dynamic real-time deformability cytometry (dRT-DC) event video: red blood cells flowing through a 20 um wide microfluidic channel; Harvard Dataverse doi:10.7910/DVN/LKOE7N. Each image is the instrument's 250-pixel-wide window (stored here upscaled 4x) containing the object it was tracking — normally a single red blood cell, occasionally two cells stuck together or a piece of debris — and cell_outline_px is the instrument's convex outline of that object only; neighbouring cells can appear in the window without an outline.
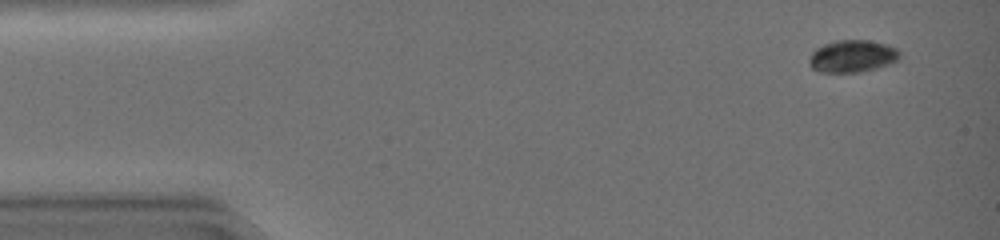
{"species": "common noctule bat (a hibernating species)", "species_latin": "Nyctalus noctula", "temperature_condition": "warm", "stored_images_in_passage": 47, "camera_frame_rate_fps": 3000, "um_per_image_px": 0.085, "animal": {"sex": "female", "body_mass_g": 19.0, "forearm_length_mm": 51.5}, "frame": {"image": 1, "passage_image": 4, "time_ms": 1.0, "image_size_px": [1000, 240], "cell_outline_px": [[900, 56], [896, 60], [888, 64], [876, 68], [860, 72], [820, 72], [812, 68], [808, 64], [808, 60], [812, 52], [816, 48], [824, 44], [836, 40], [868, 40], [888, 44], [896, 48], [900, 52]], "centroid_in_image_um": [72.43, 4.77], "position_along_channel_um": 12.6, "area_um2": 17.05}}
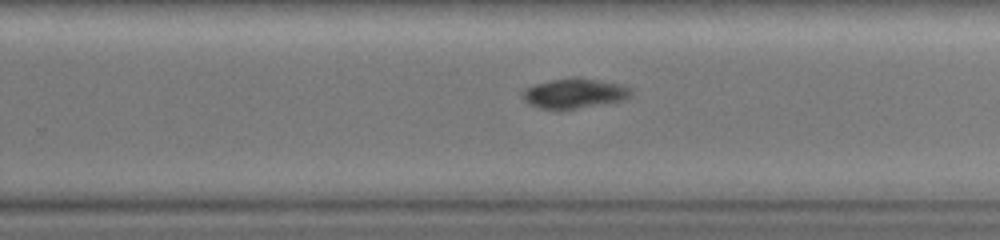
{"frame": {"image": 2, "passage_image": 31, "time_ms": 10.0, "image_size_px": [1000, 240], "cell_outline_px": [[632, 92], [624, 100], [576, 108], [540, 108], [528, 104], [520, 96], [524, 88], [536, 84], [552, 80], [572, 76], [600, 80], [620, 84], [632, 88]], "centroid_in_image_um": [48.8, 7.91], "position_along_channel_um": 281.0, "area_um2": 18.73}}
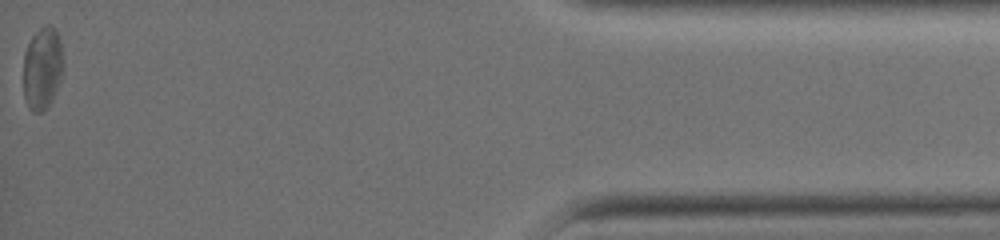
{"frame": {"image": 3, "passage_image": 47, "time_ms": 15.333, "image_size_px": [1000, 240], "cell_outline_px": [[60, 80], [56, 92], [52, 100], [40, 112], [32, 112], [28, 108], [24, 96], [24, 52], [32, 36], [44, 24], [48, 24], [56, 28], [60, 40]], "centroid_in_image_um": [3.56, 5.79], "position_along_channel_um": 431.6, "area_um2": 18.73}}